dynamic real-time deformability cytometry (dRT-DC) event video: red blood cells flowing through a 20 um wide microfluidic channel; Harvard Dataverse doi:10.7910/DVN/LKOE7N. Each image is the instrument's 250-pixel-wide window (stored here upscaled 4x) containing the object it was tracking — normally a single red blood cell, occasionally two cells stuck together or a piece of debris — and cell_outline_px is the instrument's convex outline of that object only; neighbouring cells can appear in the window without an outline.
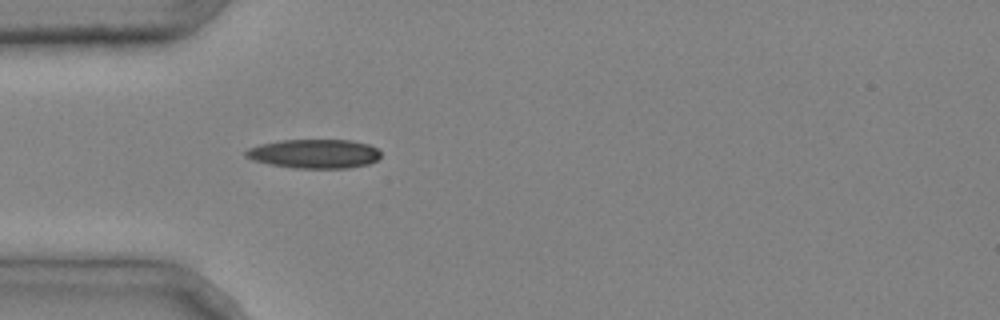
{"species": "common noctule bat (a hibernating species)", "species_latin": "Nyctalus noctula", "temperature_condition": "cold", "stored_images_in_passage": 4, "camera_frame_rate_fps": 3000, "um_per_image_px": 0.085, "animal": {"sex": "male", "body_mass_g": 20.4}, "frame": {"image": 1, "passage_image": 4, "time_ms": 1.0, "image_size_px": [1000, 320], "cell_outline_px": [[380, 156], [376, 160], [368, 164], [348, 168], [296, 168], [268, 164], [252, 160], [244, 156], [244, 152], [248, 148], [260, 144], [280, 140], [352, 140], [368, 144], [376, 148], [380, 152]], "centroid_in_image_um": [26.68, 13.07], "position_along_channel_um": 58.3, "area_um2": 22.95}}